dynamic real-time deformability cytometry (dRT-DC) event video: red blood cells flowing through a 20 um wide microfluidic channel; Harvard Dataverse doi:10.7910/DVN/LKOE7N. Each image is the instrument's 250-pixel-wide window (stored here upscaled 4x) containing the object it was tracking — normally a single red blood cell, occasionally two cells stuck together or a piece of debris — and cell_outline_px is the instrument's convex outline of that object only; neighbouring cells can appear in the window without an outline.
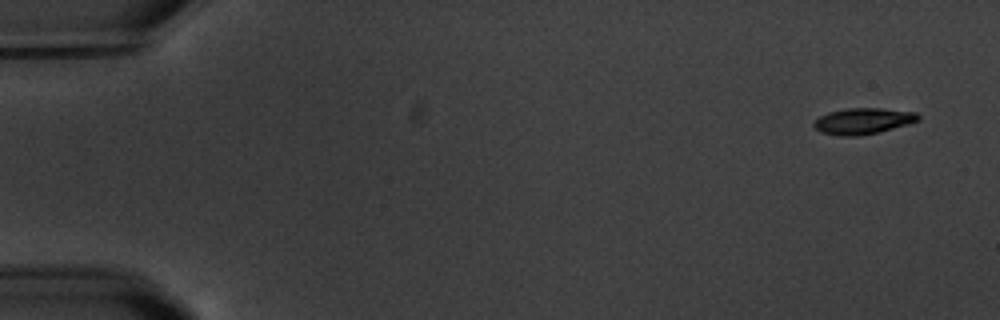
{"species": "common noctule bat (a hibernating species)", "species_latin": "Nyctalus noctula", "temperature_condition": "warm", "stored_images_in_passage": 4, "camera_frame_rate_fps": 3000, "um_per_image_px": 0.085, "animal": {"sex": "male", "body_mass_g": 20.1, "forearm_length_mm": 53.5}, "frame": {"image": 1, "passage_image": 1, "time_ms": 0.0, "image_size_px": [1000, 320], "cell_outline_px": [[920, 120], [908, 124], [876, 132], [856, 136], [840, 136], [820, 132], [812, 124], [820, 116], [828, 112], [844, 108], [880, 108], [916, 112], [920, 116]], "centroid_in_image_um": [73.34, 10.28], "position_along_channel_um": 11.7, "area_um2": 15.78}}